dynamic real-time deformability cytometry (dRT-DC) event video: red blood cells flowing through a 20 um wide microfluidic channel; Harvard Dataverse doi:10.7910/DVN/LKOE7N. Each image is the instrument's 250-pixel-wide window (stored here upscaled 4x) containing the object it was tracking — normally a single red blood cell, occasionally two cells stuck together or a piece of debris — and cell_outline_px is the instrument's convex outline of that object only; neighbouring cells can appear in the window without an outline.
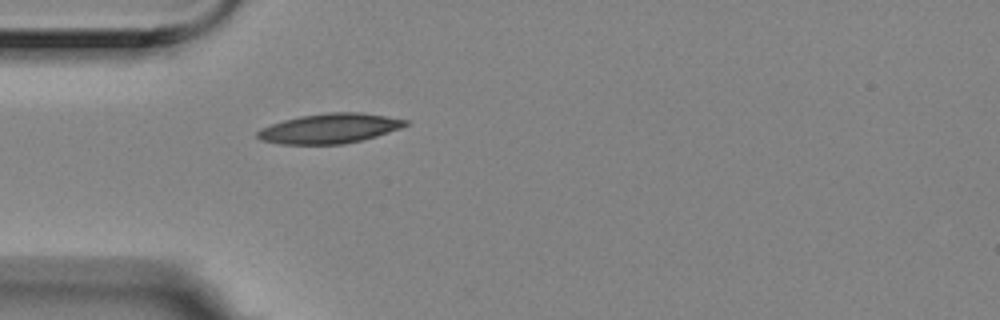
{"species": "Egyptian fruit bat (a non-hibernating species)", "species_latin": "Rousettus aegyptiacus", "temperature_condition": "room temperature", "stored_images_in_passage": 1, "camera_frame_rate_fps": 3000, "um_per_image_px": 0.085, "animal": {"sex": "female"}, "frame": {"image": 1, "passage_image": 1, "time_ms": 0.0, "image_size_px": [1000, 320], "cell_outline_px": [[408, 124], [400, 128], [376, 136], [344, 144], [280, 144], [260, 140], [256, 136], [256, 132], [260, 128], [284, 120], [300, 116], [328, 112], [360, 112], [408, 120]], "centroid_in_image_um": [27.98, 10.92], "position_along_channel_um": 57.0, "area_um2": 25.55}}